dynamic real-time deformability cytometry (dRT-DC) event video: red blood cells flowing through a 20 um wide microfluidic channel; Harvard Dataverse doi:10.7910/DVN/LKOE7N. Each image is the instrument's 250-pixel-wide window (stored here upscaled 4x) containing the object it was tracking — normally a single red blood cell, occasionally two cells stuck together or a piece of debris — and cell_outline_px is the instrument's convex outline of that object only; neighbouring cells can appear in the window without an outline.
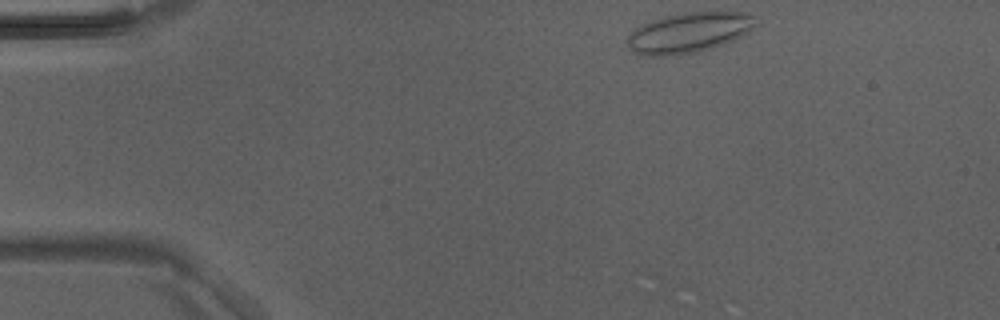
{"species": "Egyptian fruit bat (a non-hibernating species)", "species_latin": "Rousettus aegyptiacus", "temperature_condition": "room temperature", "stored_images_in_passage": 19, "camera_frame_rate_fps": 3000, "um_per_image_px": 0.085, "animal": {"sex": "male"}, "frame": {"image": 1, "passage_image": 1, "time_ms": 0.0, "image_size_px": [1000, 320], "cell_outline_px": [[752, 28], [740, 36], [724, 44], [712, 48], [696, 52], [672, 56], [640, 56], [632, 52], [628, 48], [624, 40], [628, 32], [652, 20], [664, 16], [684, 12], [744, 12], [752, 16]], "centroid_in_image_um": [58.41, 2.8], "position_along_channel_um": 26.6, "area_um2": 30.17}}
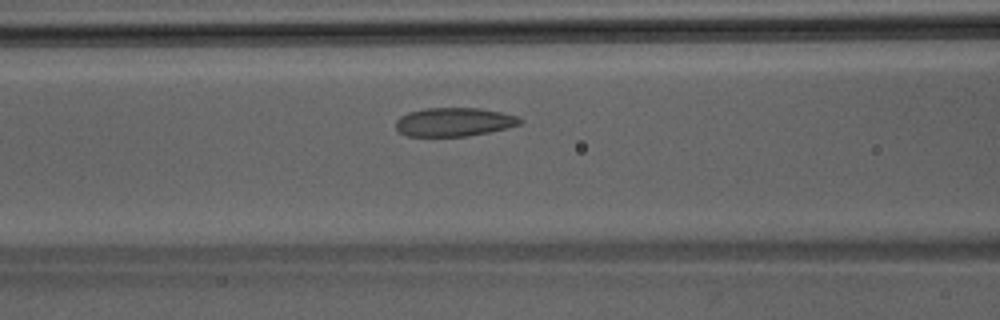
{"frame": {"image": 2, "passage_image": 13, "time_ms": 4.0, "image_size_px": [1000, 320], "cell_outline_px": [[524, 120], [520, 124], [508, 128], [468, 136], [408, 136], [400, 132], [396, 128], [396, 120], [400, 116], [408, 112], [428, 108], [480, 108], [500, 112], [516, 116]], "centroid_in_image_um": [38.6, 10.37], "position_along_channel_um": 128.0, "area_um2": 20.69}}
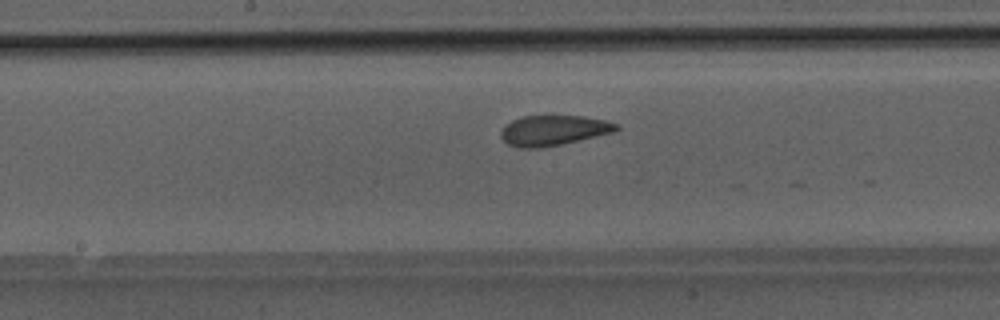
{"frame": {"image": 3, "passage_image": 18, "time_ms": 5.667, "image_size_px": [1000, 320], "cell_outline_px": [[620, 128], [616, 132], [544, 148], [520, 148], [508, 144], [500, 136], [500, 132], [504, 124], [512, 120], [524, 116], [584, 116], [604, 120], [620, 124]], "centroid_in_image_um": [47.06, 11.09], "position_along_channel_um": 201.1, "area_um2": 20.58}}